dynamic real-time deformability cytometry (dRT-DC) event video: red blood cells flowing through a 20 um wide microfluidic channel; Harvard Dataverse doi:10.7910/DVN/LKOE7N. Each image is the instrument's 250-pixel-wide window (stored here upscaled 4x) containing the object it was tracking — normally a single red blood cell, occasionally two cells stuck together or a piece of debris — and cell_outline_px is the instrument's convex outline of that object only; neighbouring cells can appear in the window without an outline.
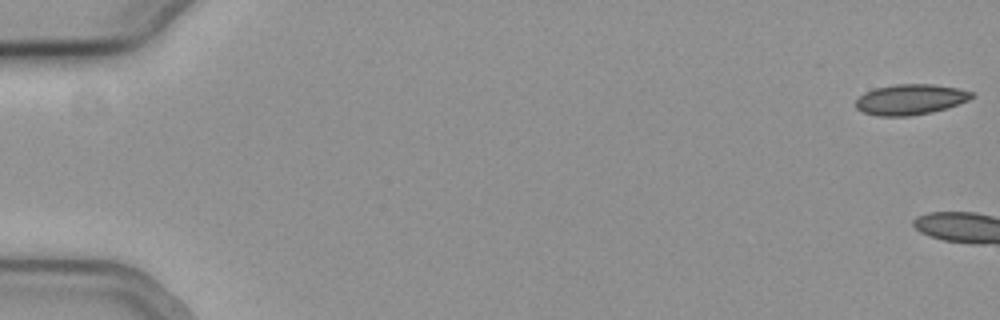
{"species": "common noctule bat (a hibernating species)", "species_latin": "Nyctalus noctula", "temperature_condition": "cold", "stored_images_in_passage": 4, "camera_frame_rate_fps": 3000, "um_per_image_px": 0.085, "animal": {"sex": "female", "body_mass_g": 19.3, "forearm_length_mm": 54.1}, "frame": {"image": 1, "passage_image": 1, "time_ms": 0.0, "image_size_px": [1000, 320], "cell_outline_px": [[972, 96], [968, 100], [932, 112], [908, 116], [880, 116], [864, 112], [856, 108], [856, 100], [864, 92], [876, 88], [896, 84], [932, 84], [956, 88], [972, 92]], "centroid_in_image_um": [77.34, 8.45], "position_along_channel_um": 7.7, "area_um2": 20.23}}